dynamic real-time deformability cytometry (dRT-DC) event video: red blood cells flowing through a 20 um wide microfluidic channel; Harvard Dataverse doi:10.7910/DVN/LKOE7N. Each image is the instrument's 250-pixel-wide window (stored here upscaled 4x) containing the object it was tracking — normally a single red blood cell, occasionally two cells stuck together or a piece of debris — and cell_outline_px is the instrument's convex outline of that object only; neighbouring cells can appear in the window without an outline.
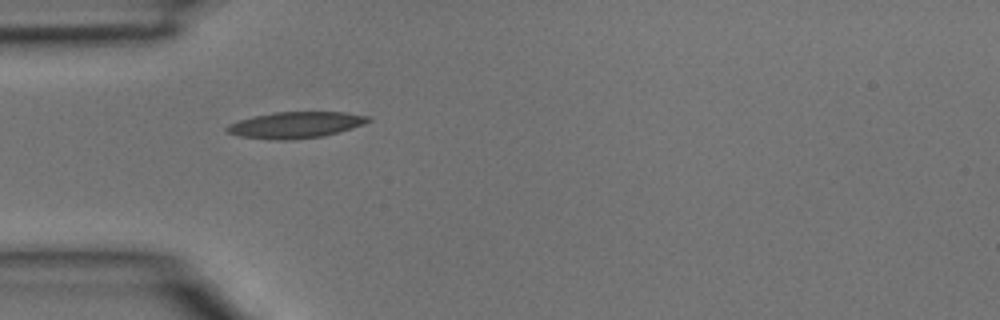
{"species": "common noctule bat (a hibernating species)", "species_latin": "Nyctalus noctula", "temperature_condition": "room temperature", "stored_images_in_passage": 1, "camera_frame_rate_fps": 3000, "um_per_image_px": 0.085, "animal": {"sex": "male", "body_mass_g": 15.6}, "frame": {"image": 1, "passage_image": 1, "time_ms": 0.0, "image_size_px": [1000, 320], "cell_outline_px": [[372, 120], [364, 124], [352, 128], [324, 136], [288, 140], [280, 140], [240, 136], [228, 132], [224, 128], [228, 124], [252, 116], [276, 112], [344, 112], [368, 116]], "centroid_in_image_um": [25.13, 10.61], "position_along_channel_um": 59.9, "area_um2": 21.5}}